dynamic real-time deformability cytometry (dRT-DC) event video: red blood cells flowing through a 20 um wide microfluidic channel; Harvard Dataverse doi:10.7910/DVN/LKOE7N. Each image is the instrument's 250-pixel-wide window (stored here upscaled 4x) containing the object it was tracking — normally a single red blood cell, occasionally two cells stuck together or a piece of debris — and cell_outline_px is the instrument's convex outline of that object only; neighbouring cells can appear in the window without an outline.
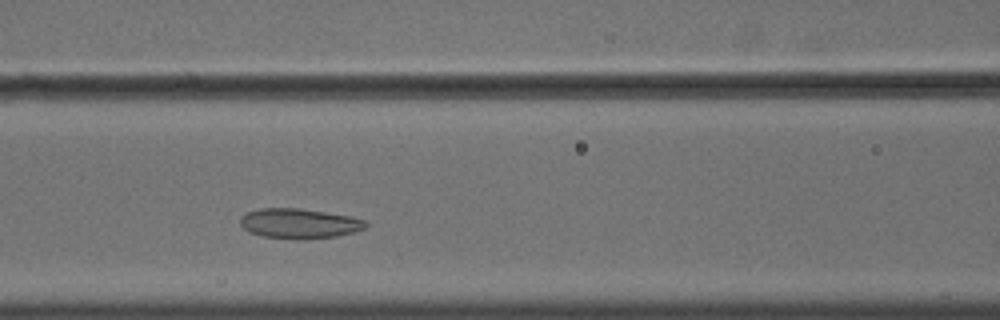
{"species": "common noctule bat (a hibernating species)", "species_latin": "Nyctalus noctula", "temperature_condition": "cold", "stored_images_in_passage": 35, "camera_frame_rate_fps": 3000, "um_per_image_px": 0.085, "animal": {"sex": "male", "body_mass_g": 18.8}, "frame": {"image": 1, "passage_image": 12, "time_ms": 3.667, "image_size_px": [1000, 320], "cell_outline_px": [[368, 228], [336, 236], [308, 240], [292, 240], [264, 236], [252, 232], [244, 228], [240, 224], [240, 216], [248, 212], [260, 208], [300, 208], [348, 216], [368, 220]], "centroid_in_image_um": [25.47, 19.01], "position_along_channel_um": 141.1, "area_um2": 22.08}}
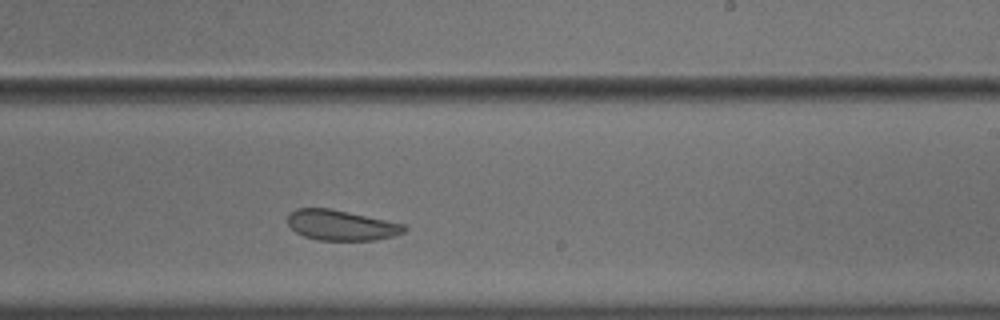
{"frame": {"image": 2, "passage_image": 22, "time_ms": 7.0, "image_size_px": [1000, 320], "cell_outline_px": [[408, 228], [404, 232], [392, 236], [372, 240], [316, 240], [304, 236], [296, 232], [288, 224], [288, 212], [296, 208], [328, 208], [348, 212], [404, 224]], "centroid_in_image_um": [28.96, 19.14], "position_along_channel_um": 260.0, "area_um2": 20.46}}
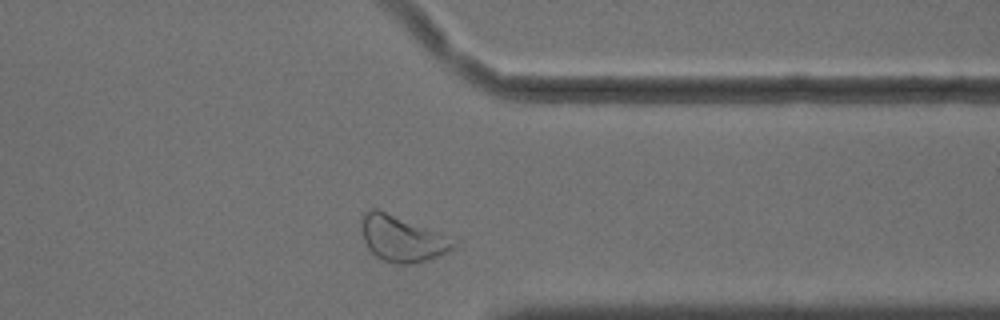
{"frame": {"image": 3, "passage_image": 32, "time_ms": 10.333, "image_size_px": [1000, 320], "cell_outline_px": [[456, 244], [452, 248], [436, 256], [412, 264], [392, 264], [376, 256], [368, 248], [364, 240], [360, 224], [368, 208], [376, 208], [456, 240]], "centroid_in_image_um": [34.11, 20.29], "position_along_channel_um": 377.3, "area_um2": 23.87}, "authors_computed_cell_mechanics": {"area_um2": 21.675, "velocity_mm_per_s": 3.5794, "shape_relaxation_time_tau1_ms": 2.386, "shape_relaxation_time_tau2_ms": 3.8709, "deformation_change_tau1": 0.0534, "deformation_change_tau2": 0.0827}}